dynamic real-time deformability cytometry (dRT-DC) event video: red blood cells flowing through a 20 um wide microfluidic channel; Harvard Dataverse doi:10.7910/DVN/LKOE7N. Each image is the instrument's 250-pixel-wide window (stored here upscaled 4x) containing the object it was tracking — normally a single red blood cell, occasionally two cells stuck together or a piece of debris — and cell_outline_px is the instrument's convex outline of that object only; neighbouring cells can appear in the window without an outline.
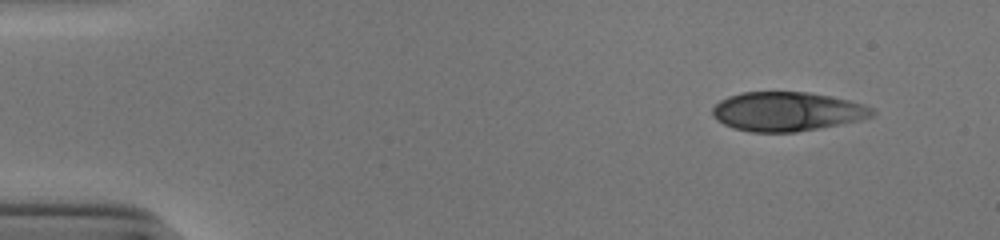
{"species": "human", "species_latin": "Homo sapiens", "temperature_condition": "cold", "stored_images_in_passage": 12, "camera_frame_rate_fps": 3000, "um_per_image_px": 0.085, "donor": {"sex": "male"}, "frame": {"image": 1, "passage_image": 1, "time_ms": 0.0, "image_size_px": [1000, 240], "cell_outline_px": [[876, 116], [860, 120], [820, 128], [796, 132], [752, 132], [732, 128], [716, 120], [712, 116], [712, 108], [720, 100], [728, 96], [740, 92], [808, 92], [848, 100], [864, 104], [872, 108], [876, 112]], "centroid_in_image_um": [66.89, 9.48], "position_along_channel_um": 18.1, "area_um2": 36.65}}